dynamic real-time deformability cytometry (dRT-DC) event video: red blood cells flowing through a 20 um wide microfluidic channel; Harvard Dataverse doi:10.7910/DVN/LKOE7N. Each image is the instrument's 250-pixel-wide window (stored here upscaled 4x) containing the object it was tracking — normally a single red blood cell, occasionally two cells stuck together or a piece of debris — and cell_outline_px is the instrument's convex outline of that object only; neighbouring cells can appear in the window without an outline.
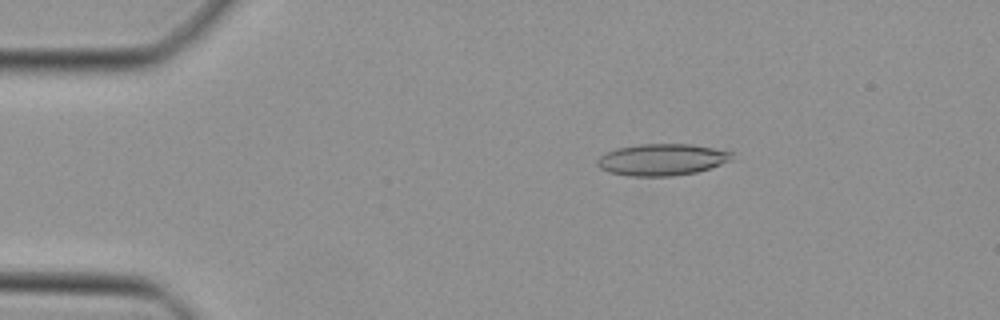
{"species": "Egyptian fruit bat (a non-hibernating species)", "species_latin": "Rousettus aegyptiacus", "temperature_condition": "cold", "stored_images_in_passage": 46, "camera_frame_rate_fps": 3000, "um_per_image_px": 0.085, "animal": {"sex": "female"}, "frame": {"image": 1, "passage_image": 8, "time_ms": 2.333, "image_size_px": [1000, 320], "cell_outline_px": [[732, 160], [696, 172], [672, 176], [628, 176], [608, 172], [600, 168], [596, 164], [596, 160], [604, 152], [616, 148], [640, 144], [692, 144], [732, 152]], "centroid_in_image_um": [56.2, 13.57], "position_along_channel_um": 28.8, "area_um2": 24.85}}
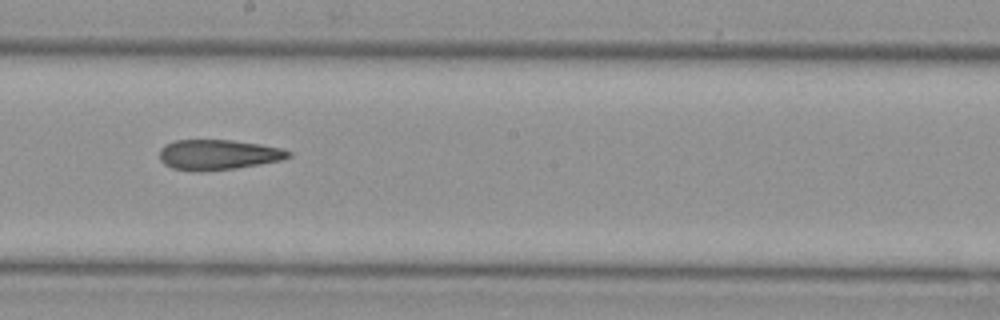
{"frame": {"image": 2, "passage_image": 26, "time_ms": 8.333, "image_size_px": [1000, 320], "cell_outline_px": [[292, 156], [284, 160], [236, 168], [172, 168], [164, 164], [160, 160], [160, 148], [164, 144], [176, 140], [232, 140], [260, 144], [284, 148], [292, 152]], "centroid_in_image_um": [18.63, 13.1], "position_along_channel_um": 229.6, "area_um2": 22.08}}
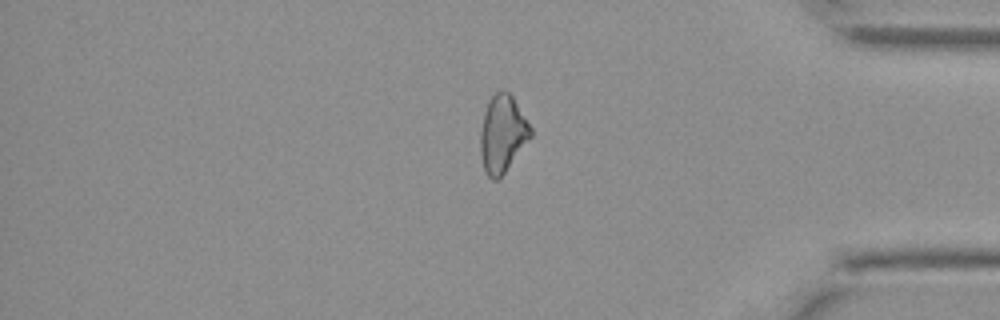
{"frame": {"image": 3, "passage_image": 39, "time_ms": 12.667, "image_size_px": [1000, 320], "cell_outline_px": [[532, 136], [504, 172], [496, 180], [492, 180], [484, 172], [480, 152], [480, 132], [484, 112], [488, 100], [496, 92], [504, 88], [512, 96], [532, 128]], "centroid_in_image_um": [42.69, 11.36], "position_along_channel_um": 392.5, "area_um2": 22.54}}